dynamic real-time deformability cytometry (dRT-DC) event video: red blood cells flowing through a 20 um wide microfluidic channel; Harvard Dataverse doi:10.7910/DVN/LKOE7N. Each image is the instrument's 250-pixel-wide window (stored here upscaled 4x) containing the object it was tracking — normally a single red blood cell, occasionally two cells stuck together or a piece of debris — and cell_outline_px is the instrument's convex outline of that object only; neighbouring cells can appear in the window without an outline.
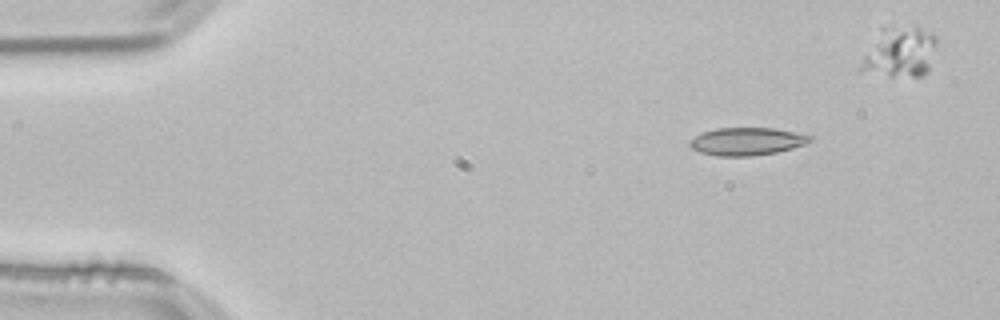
{"species": "common noctule bat (a hibernating species)", "species_latin": "Nyctalus noctula", "temperature_condition": "room temperature", "stored_images_in_passage": 49, "camera_frame_rate_fps": 3000, "um_per_image_px": 0.085, "animal": {"sex": "male", "body_mass_g": 21.5, "forearm_length_mm": 52.0}, "frame": {"image": 1, "passage_image": 2, "time_ms": 0.333, "image_size_px": [1000, 320], "cell_outline_px": [[812, 140], [804, 144], [792, 148], [776, 152], [752, 156], [716, 156], [700, 152], [692, 148], [688, 144], [688, 140], [704, 132], [716, 128], [776, 128], [812, 136]], "centroid_in_image_um": [63.46, 12.02], "position_along_channel_um": 21.5, "area_um2": 19.36}}
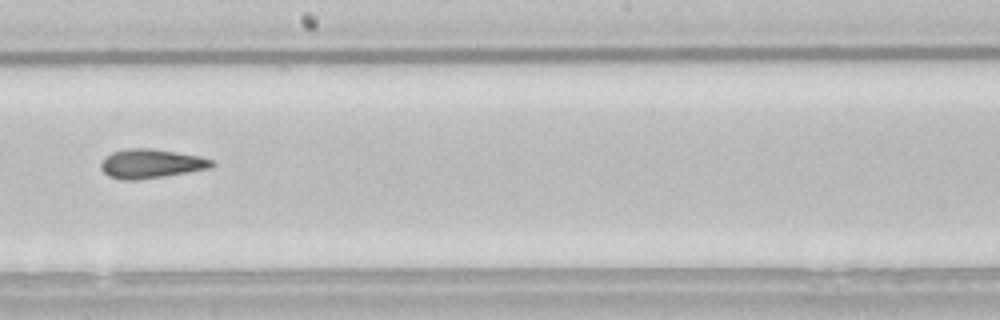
{"frame": {"image": 2, "passage_image": 25, "time_ms": 8.0, "image_size_px": [1000, 320], "cell_outline_px": [[216, 164], [212, 168], [136, 180], [120, 180], [108, 176], [100, 168], [100, 164], [104, 156], [112, 152], [124, 148], [152, 148], [200, 156], [212, 160]], "centroid_in_image_um": [12.8, 13.9], "position_along_channel_um": 235.4, "area_um2": 18.96}}
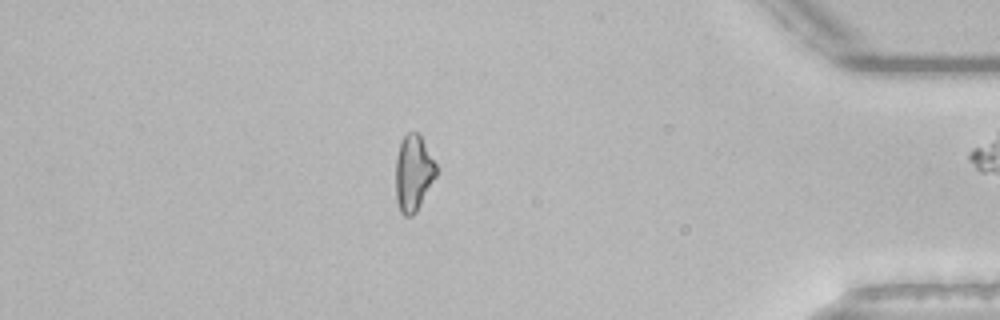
{"frame": {"image": 3, "passage_image": 41, "time_ms": 13.333, "image_size_px": [1000, 320], "cell_outline_px": [[436, 176], [416, 212], [412, 216], [404, 216], [400, 212], [396, 200], [396, 156], [400, 140], [408, 132], [416, 132], [420, 136], [436, 164]], "centroid_in_image_um": [35.11, 14.72], "position_along_channel_um": 400.1, "area_um2": 17.86}, "authors_computed_cell_mechanics": {"area_um2": 18.6116, "velocity_mm_per_s": 3.8442, "shape_relaxation_time_tau1_ms": null, "shape_relaxation_time_tau2_ms": 2.4937, "deformation_change_tau1": null, "deformation_change_tau2": 0.1029}}